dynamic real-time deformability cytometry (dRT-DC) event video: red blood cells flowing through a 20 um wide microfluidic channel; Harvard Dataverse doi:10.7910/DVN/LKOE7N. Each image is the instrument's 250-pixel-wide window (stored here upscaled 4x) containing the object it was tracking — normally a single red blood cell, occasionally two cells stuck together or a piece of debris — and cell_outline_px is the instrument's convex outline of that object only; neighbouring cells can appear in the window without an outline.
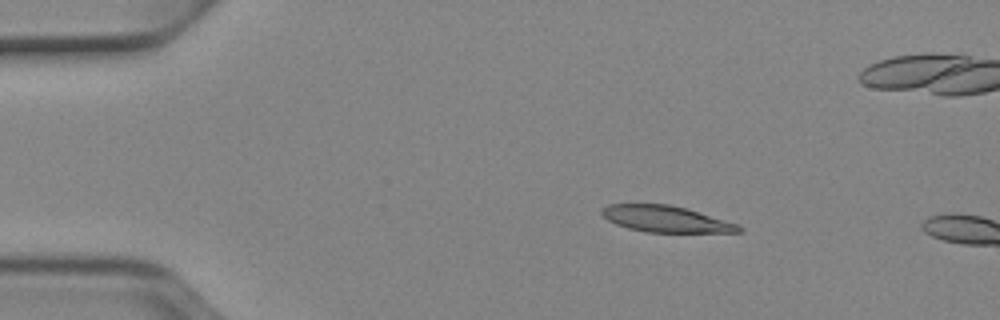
{"species": "Egyptian fruit bat (a non-hibernating species)", "species_latin": "Rousettus aegyptiacus", "temperature_condition": "cold", "stored_images_in_passage": 5, "camera_frame_rate_fps": 3000, "um_per_image_px": 0.085, "animal": {"sex": "female"}, "frame": {"image": 1, "passage_image": 2, "time_ms": 0.333, "image_size_px": [1000, 320], "cell_outline_px": [[744, 232], [644, 232], [628, 228], [616, 224], [608, 220], [600, 212], [600, 208], [608, 204], [668, 204], [684, 208], [724, 220], [736, 224], [744, 228]], "centroid_in_image_um": [56.54, 18.62], "position_along_channel_um": 28.5, "area_um2": 20.81}}